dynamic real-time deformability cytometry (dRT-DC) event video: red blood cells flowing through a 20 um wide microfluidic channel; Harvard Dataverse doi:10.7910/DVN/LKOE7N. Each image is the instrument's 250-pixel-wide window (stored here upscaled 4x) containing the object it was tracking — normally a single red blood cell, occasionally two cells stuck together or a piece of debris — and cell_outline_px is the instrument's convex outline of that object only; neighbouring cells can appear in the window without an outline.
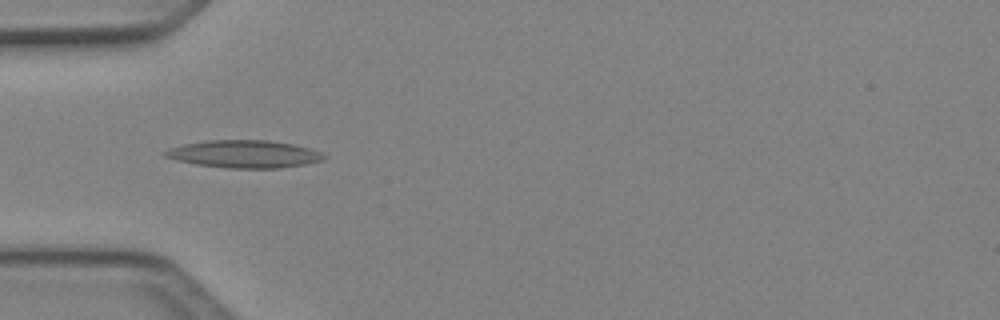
{"species": "Egyptian fruit bat (a non-hibernating species)", "species_latin": "Rousettus aegyptiacus", "temperature_condition": "cold", "stored_images_in_passage": 6, "camera_frame_rate_fps": 3000, "um_per_image_px": 0.085, "animal": {"sex": "female"}, "frame": {"image": 1, "passage_image": 4, "time_ms": 1.0, "image_size_px": [1000, 320], "cell_outline_px": [[328, 156], [324, 160], [304, 164], [280, 168], [228, 168], [196, 164], [176, 160], [164, 156], [160, 152], [184, 144], [208, 140], [268, 140], [292, 144], [308, 148], [320, 152]], "centroid_in_image_um": [20.75, 13.09], "position_along_channel_um": 64.2, "area_um2": 25.43}}
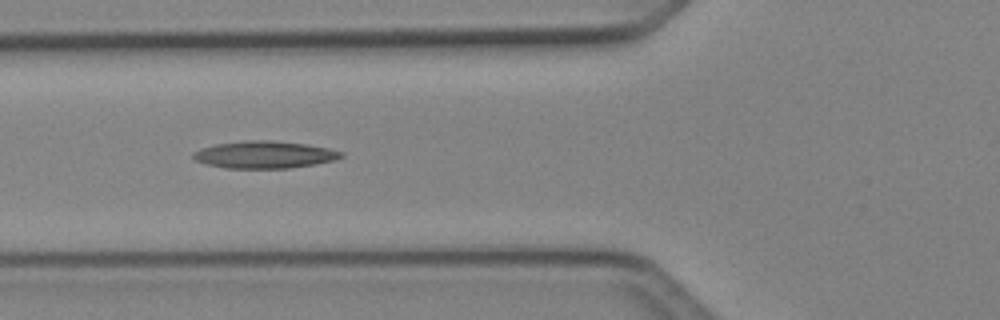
{"frame": {"image": 2, "passage_image": 5, "time_ms": 1.333, "image_size_px": [1000, 320], "cell_outline_px": [[344, 156], [336, 160], [316, 164], [288, 168], [224, 168], [204, 164], [196, 160], [192, 156], [192, 152], [216, 144], [244, 140], [272, 140], [304, 144], [328, 148], [344, 152]], "centroid_in_image_um": [22.49, 13.15], "position_along_channel_um": 103.3, "area_um2": 23.52}}
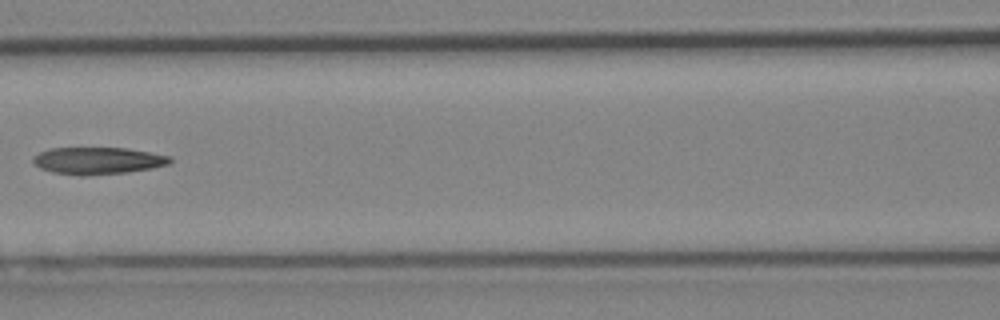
{"frame": {"image": 3, "passage_image": 6, "time_ms": 1.667, "image_size_px": [1000, 320], "cell_outline_px": [[172, 160], [168, 164], [152, 168], [128, 172], [88, 176], [80, 176], [52, 172], [40, 168], [32, 160], [32, 156], [48, 148], [128, 148], [172, 156]], "centroid_in_image_um": [8.31, 13.66], "position_along_channel_um": 158.3, "area_um2": 21.79}}